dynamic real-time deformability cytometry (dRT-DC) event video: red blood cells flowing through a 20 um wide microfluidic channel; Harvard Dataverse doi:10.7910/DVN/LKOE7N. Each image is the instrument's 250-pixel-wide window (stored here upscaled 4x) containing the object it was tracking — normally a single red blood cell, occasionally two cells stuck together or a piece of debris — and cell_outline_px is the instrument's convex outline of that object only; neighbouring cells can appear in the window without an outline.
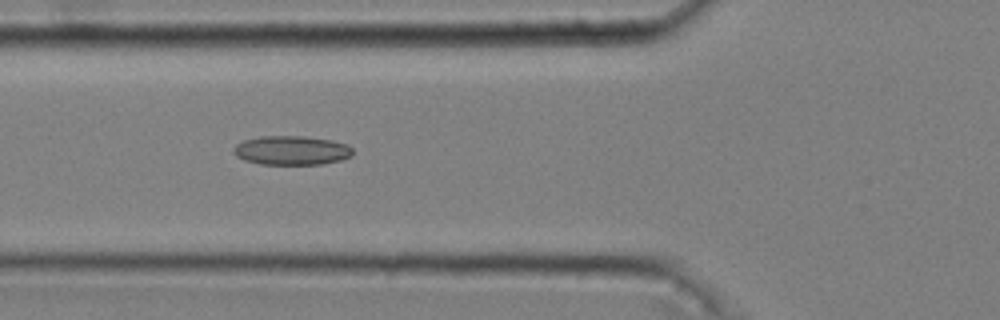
{"species": "common noctule bat (a hibernating species)", "species_latin": "Nyctalus noctula", "temperature_condition": "cold", "stored_images_in_passage": 38, "camera_frame_rate_fps": 3000, "um_per_image_px": 0.085, "animal": {"sex": "male", "body_mass_g": 20.4}, "frame": {"image": 1, "passage_image": 10, "time_ms": 3.0, "image_size_px": [1000, 320], "cell_outline_px": [[352, 156], [340, 160], [320, 164], [260, 164], [244, 160], [236, 156], [232, 152], [232, 148], [236, 144], [244, 140], [260, 136], [304, 136], [332, 140], [348, 144], [352, 148]], "centroid_in_image_um": [24.76, 12.77], "position_along_channel_um": 101.0, "area_um2": 20.35}}
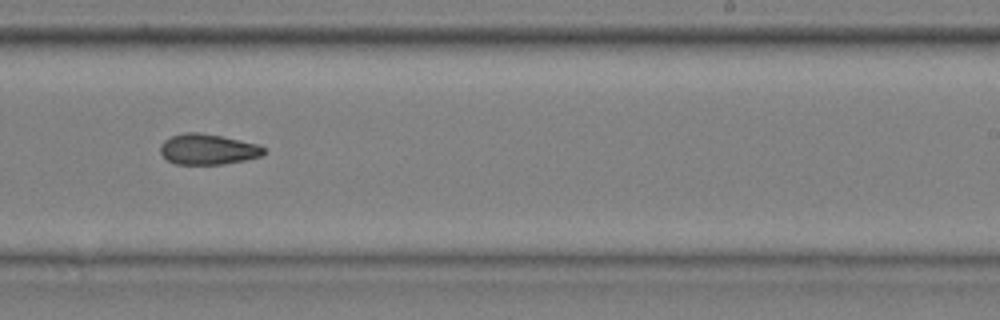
{"frame": {"image": 2, "passage_image": 24, "time_ms": 7.667, "image_size_px": [1000, 320], "cell_outline_px": [[268, 152], [260, 156], [244, 160], [220, 164], [176, 164], [168, 160], [160, 152], [160, 144], [164, 140], [172, 136], [184, 132], [196, 132], [220, 136], [256, 144], [264, 148]], "centroid_in_image_um": [17.64, 12.69], "position_along_channel_um": 271.4, "area_um2": 18.21}}
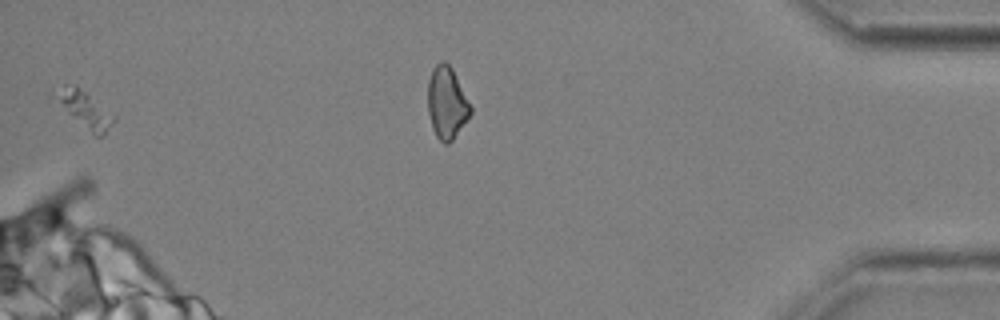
{"frame": {"image": 3, "passage_image": 37, "time_ms": 12.0, "image_size_px": [1000, 320], "cell_outline_px": [[116, 120], [104, 136], [96, 136], [68, 112], [48, 92], [64, 84], [76, 84], [116, 116]], "centroid_in_image_um": [7.18, 9.23], "position_along_channel_um": 428.0, "area_um2": 12.43}, "authors_computed_cell_mechanics": {"area_um2": 18.5827, "velocity_mm_per_s": 3.6562, "shape_relaxation_time_tau1_ms": null, "shape_relaxation_time_tau2_ms": 6.698, "deformation_change_tau1": null, "deformation_change_tau2": 0.1408}}